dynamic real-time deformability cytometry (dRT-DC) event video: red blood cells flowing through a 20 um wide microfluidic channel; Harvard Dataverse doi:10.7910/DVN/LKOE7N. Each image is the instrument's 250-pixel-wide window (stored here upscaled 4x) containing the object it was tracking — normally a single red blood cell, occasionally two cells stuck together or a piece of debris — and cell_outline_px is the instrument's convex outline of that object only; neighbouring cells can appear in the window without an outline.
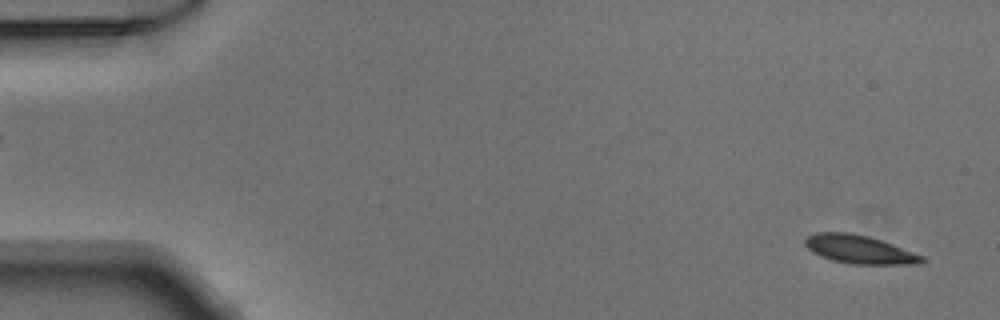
{"species": "Egyptian fruit bat (a non-hibernating species)", "species_latin": "Rousettus aegyptiacus", "temperature_condition": "warm", "stored_images_in_passage": 51, "camera_frame_rate_fps": 3000, "um_per_image_px": 0.085, "animal": {"sex": "male"}, "frame": {"image": 1, "passage_image": 2, "time_ms": 0.333, "image_size_px": [1000, 320], "cell_outline_px": [[928, 260], [924, 264], [852, 264], [832, 260], [820, 256], [812, 252], [804, 244], [804, 240], [808, 236], [816, 232], [852, 232], [868, 236], [892, 244], [924, 256]], "centroid_in_image_um": [73.07, 21.2], "position_along_channel_um": 11.9, "area_um2": 19.48}}
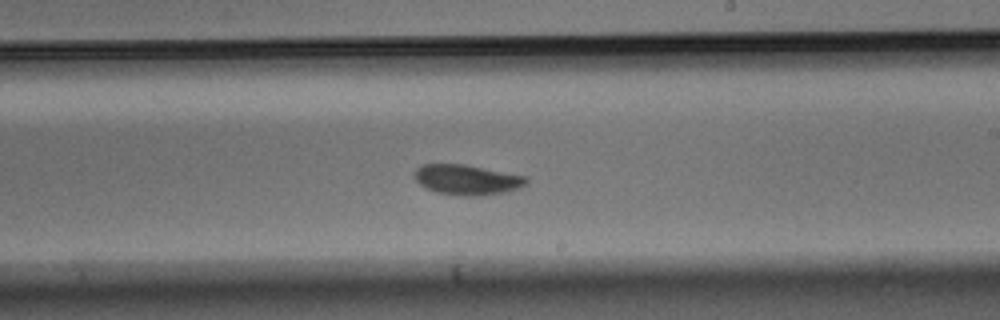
{"frame": {"image": 2, "passage_image": 30, "time_ms": 9.667, "image_size_px": [1000, 320], "cell_outline_px": [[528, 184], [520, 188], [508, 192], [476, 196], [460, 196], [436, 192], [424, 188], [412, 176], [412, 172], [416, 168], [424, 164], [464, 164], [528, 176]], "centroid_in_image_um": [39.7, 15.28], "position_along_channel_um": 249.3, "area_um2": 20.11}}
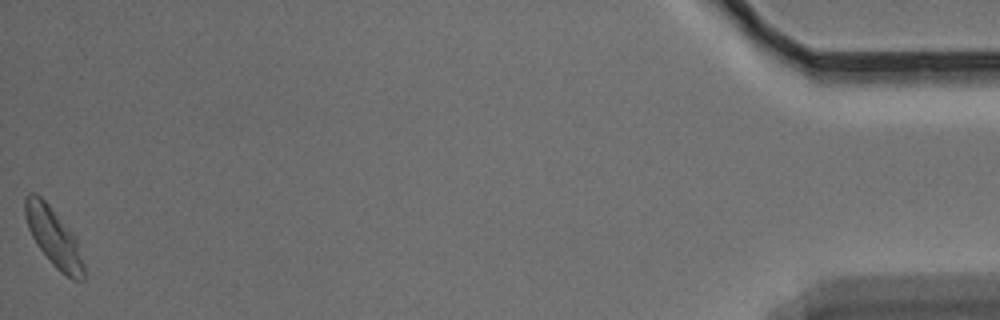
{"frame": {"image": 3, "passage_image": 51, "time_ms": 16.667, "image_size_px": [1000, 320], "cell_outline_px": [[84, 280], [72, 280], [60, 272], [52, 264], [36, 244], [28, 228], [24, 216], [24, 196], [28, 192], [36, 192], [48, 204], [76, 240], [84, 264]], "centroid_in_image_um": [4.51, 20.16], "position_along_channel_um": 430.7, "area_um2": 19.77}}